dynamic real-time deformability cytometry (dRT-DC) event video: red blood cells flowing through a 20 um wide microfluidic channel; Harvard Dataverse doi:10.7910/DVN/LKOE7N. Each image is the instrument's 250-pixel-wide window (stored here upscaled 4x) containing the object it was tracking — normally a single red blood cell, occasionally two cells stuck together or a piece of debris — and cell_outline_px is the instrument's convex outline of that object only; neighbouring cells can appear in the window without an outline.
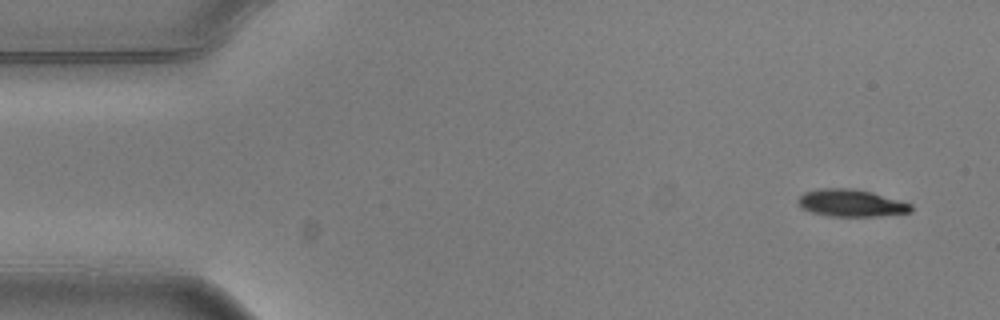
{"species": "common noctule bat (a hibernating species)", "species_latin": "Nyctalus noctula", "temperature_condition": "warm", "stored_images_in_passage": 4, "camera_frame_rate_fps": 3000, "um_per_image_px": 0.085, "animal": {"sex": "male", "body_mass_g": 20.5, "forearm_length_mm": 52.5}, "frame": {"image": 1, "passage_image": 1, "time_ms": 0.0, "image_size_px": [1000, 320], "cell_outline_px": [[912, 212], [876, 216], [832, 216], [812, 212], [800, 208], [796, 200], [804, 192], [816, 188], [852, 188], [872, 192], [912, 204]], "centroid_in_image_um": [72.3, 17.25], "position_along_channel_um": 12.7, "area_um2": 17.98}}
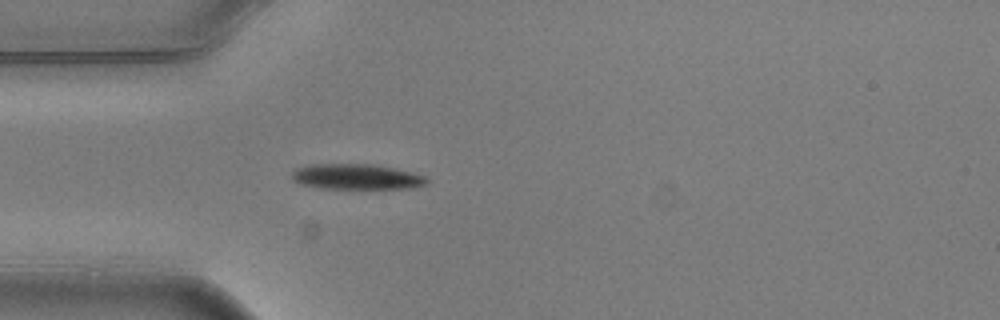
{"frame": {"image": 2, "passage_image": 4, "time_ms": 1.0, "image_size_px": [1000, 320], "cell_outline_px": [[428, 184], [412, 188], [316, 188], [300, 184], [292, 180], [292, 172], [296, 168], [308, 164], [372, 164], [412, 172], [424, 176], [428, 180]], "centroid_in_image_um": [30.26, 15.02], "position_along_channel_um": 54.7, "area_um2": 20.0}}